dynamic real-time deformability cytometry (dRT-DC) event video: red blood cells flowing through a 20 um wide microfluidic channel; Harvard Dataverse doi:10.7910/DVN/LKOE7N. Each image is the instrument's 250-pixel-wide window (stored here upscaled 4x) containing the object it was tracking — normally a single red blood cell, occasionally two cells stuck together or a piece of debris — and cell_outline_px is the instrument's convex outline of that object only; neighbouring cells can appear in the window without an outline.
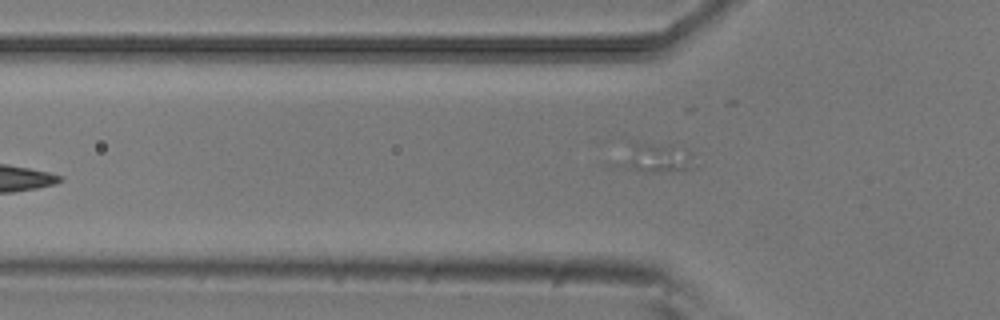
{"species": "common noctule bat (a hibernating species)", "species_latin": "Nyctalus noctula", "temperature_condition": "room temperature", "stored_images_in_passage": 13, "camera_frame_rate_fps": 3000, "um_per_image_px": 0.085, "animal": {"sex": "male", "body_mass_g": 20.5, "forearm_length_mm": 52.5}, "frame": {"image": 1, "passage_image": 3, "time_ms": 0.667, "image_size_px": [1000, 320], "cell_outline_px": [[700, 164], [692, 168], [660, 172], [644, 172], [624, 168], [624, 164], [636, 140], [668, 144], [692, 152]], "centroid_in_image_um": [56.01, 13.41], "position_along_channel_um": 69.8, "area_um2": 12.54}}
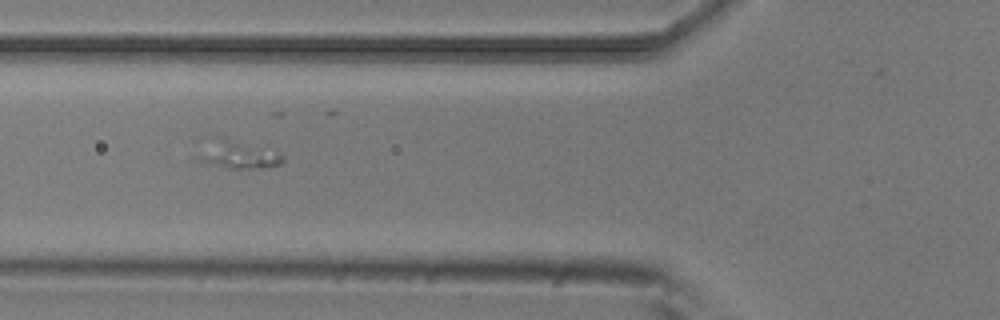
{"frame": {"image": 2, "passage_image": 6, "time_ms": 1.667, "image_size_px": [1000, 320], "cell_outline_px": [[284, 160], [280, 164], [260, 168], [228, 168], [204, 164], [196, 160], [200, 156], [228, 144], [236, 144], [284, 156]], "centroid_in_image_um": [20.42, 13.4], "position_along_channel_um": 105.4, "area_um2": 10.4}}
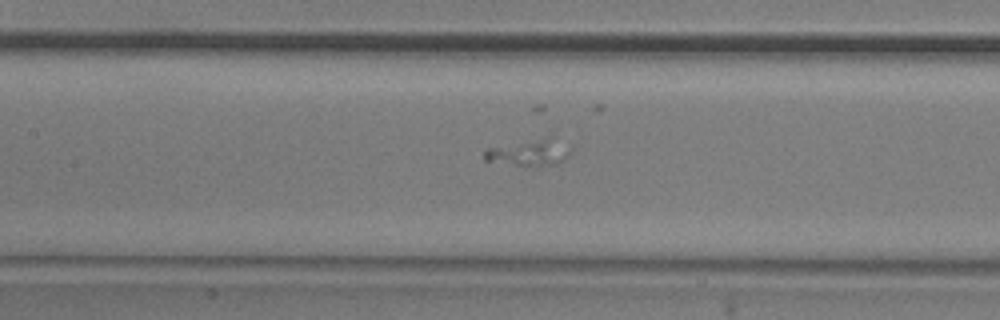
{"frame": {"image": 3, "passage_image": 11, "time_ms": 3.333, "image_size_px": [1000, 320], "cell_outline_px": [[572, 148], [568, 156], [564, 160], [556, 164], [516, 164], [484, 160], [484, 152], [488, 148], [544, 140], [548, 140]], "centroid_in_image_um": [44.97, 13.02], "position_along_channel_um": 162.4, "area_um2": 11.56}}